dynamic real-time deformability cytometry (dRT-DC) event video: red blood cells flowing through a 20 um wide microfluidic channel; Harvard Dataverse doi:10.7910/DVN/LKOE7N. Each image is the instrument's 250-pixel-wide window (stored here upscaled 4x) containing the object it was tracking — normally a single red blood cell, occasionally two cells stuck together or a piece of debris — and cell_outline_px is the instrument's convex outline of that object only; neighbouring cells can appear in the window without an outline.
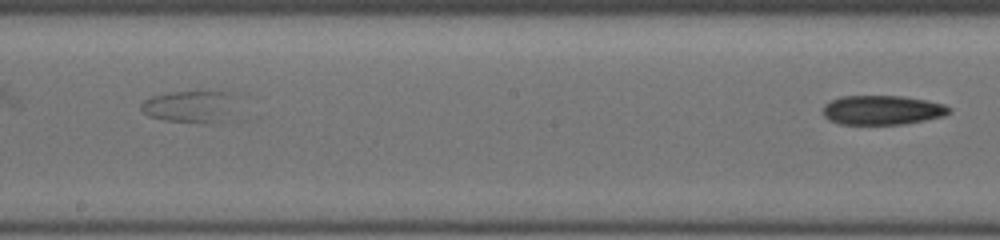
{"species": "common noctule bat (a hibernating species)", "species_latin": "Nyctalus noctula", "temperature_condition": "cold", "stored_images_in_passage": 29, "segment_of_instrument_passage": [2, 2], "camera_frame_rate_fps": 3000, "um_per_image_px": 0.085, "animal": {"sex": "female", "body_mass_g": 19.5, "forearm_length_mm": 54.1}, "frame": {"image": 1, "passage_image": 29, "time_ms": 9.333, "image_size_px": [1000, 240], "cell_outline_px": [[948, 112], [940, 116], [924, 120], [904, 124], [840, 124], [828, 120], [824, 116], [824, 104], [832, 100], [844, 96], [900, 96], [924, 100], [944, 104], [948, 108]], "centroid_in_image_um": [74.92, 9.36], "position_along_channel_um": 173.3, "area_um2": 21.15}}